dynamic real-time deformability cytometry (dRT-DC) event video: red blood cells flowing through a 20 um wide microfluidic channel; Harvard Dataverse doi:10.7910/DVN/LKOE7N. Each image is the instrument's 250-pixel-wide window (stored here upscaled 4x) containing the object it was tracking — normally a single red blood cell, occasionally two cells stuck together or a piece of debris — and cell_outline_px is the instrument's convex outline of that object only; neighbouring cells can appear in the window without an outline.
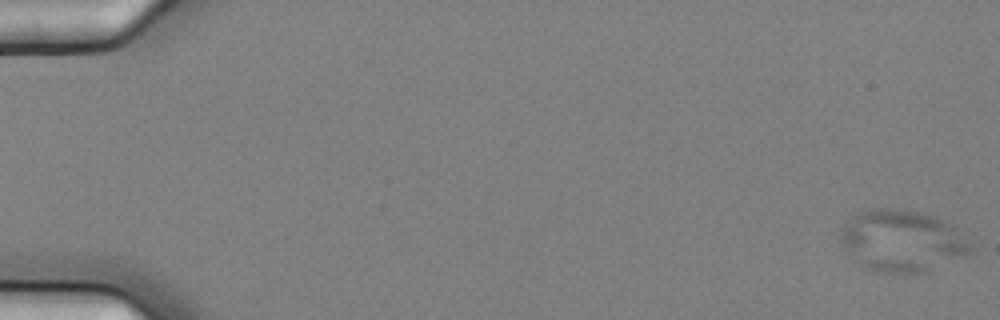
{"species": "common noctule bat (a hibernating species)", "species_latin": "Nyctalus noctula", "temperature_condition": "cold", "stored_images_in_passage": 6, "camera_frame_rate_fps": 3000, "um_per_image_px": 0.085, "animal": {"sex": "female", "body_mass_g": 25.1}, "frame": {"image": 1, "passage_image": 1, "time_ms": 0.0, "image_size_px": [1000, 320], "cell_outline_px": [[972, 252], [920, 272], [888, 272], [868, 268], [860, 264], [844, 248], [840, 236], [840, 232], [856, 212], [872, 208], [892, 208], [920, 212], [936, 216], [956, 224], [972, 244]], "centroid_in_image_um": [76.72, 20.41], "position_along_channel_um": 8.3, "area_um2": 46.24}}
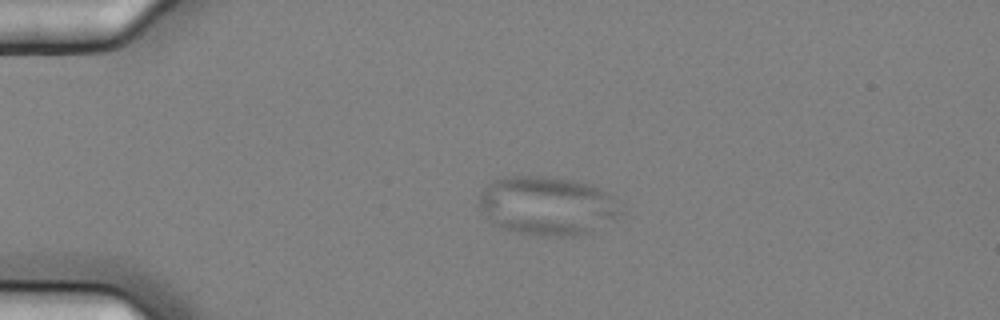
{"frame": {"image": 2, "passage_image": 5, "time_ms": 1.333, "image_size_px": [1000, 320], "cell_outline_px": [[624, 212], [588, 236], [536, 236], [500, 228], [488, 216], [480, 204], [480, 192], [488, 184], [504, 176], [544, 176], [572, 180], [588, 184], [604, 192]], "centroid_in_image_um": [46.53, 17.52], "position_along_channel_um": 38.5, "area_um2": 48.15}}